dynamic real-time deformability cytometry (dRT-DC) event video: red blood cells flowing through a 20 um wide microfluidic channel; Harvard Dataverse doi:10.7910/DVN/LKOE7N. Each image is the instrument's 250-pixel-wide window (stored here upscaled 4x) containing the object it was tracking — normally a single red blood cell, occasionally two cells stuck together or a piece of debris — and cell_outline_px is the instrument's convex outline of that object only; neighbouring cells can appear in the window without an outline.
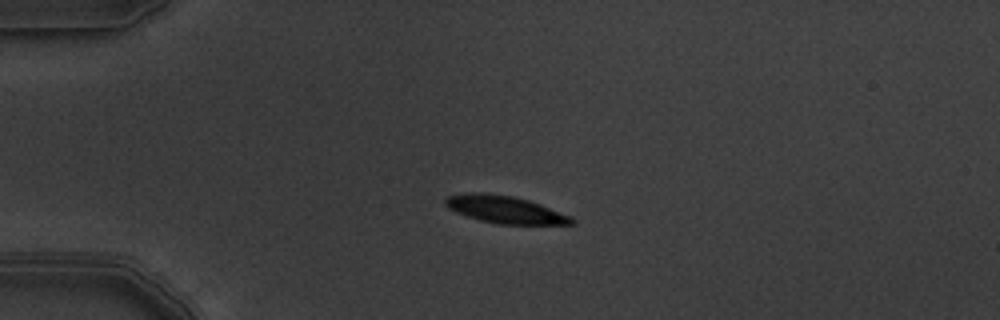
{"species": "common noctule bat (a hibernating species)", "species_latin": "Nyctalus noctula", "temperature_condition": "warm", "stored_images_in_passage": 2, "camera_frame_rate_fps": 3000, "um_per_image_px": 0.085, "animal": {"sex": "male", "body_mass_g": 19.5, "forearm_length_mm": 54.6}, "frame": {"image": 1, "passage_image": 1, "time_ms": 0.0, "image_size_px": [1000, 320], "cell_outline_px": [[576, 224], [496, 224], [480, 220], [456, 212], [448, 208], [444, 204], [444, 200], [448, 196], [468, 192], [484, 192], [512, 196], [528, 200], [540, 204], [572, 216], [576, 220]], "centroid_in_image_um": [42.94, 17.81], "position_along_channel_um": 42.1, "area_um2": 20.23}}